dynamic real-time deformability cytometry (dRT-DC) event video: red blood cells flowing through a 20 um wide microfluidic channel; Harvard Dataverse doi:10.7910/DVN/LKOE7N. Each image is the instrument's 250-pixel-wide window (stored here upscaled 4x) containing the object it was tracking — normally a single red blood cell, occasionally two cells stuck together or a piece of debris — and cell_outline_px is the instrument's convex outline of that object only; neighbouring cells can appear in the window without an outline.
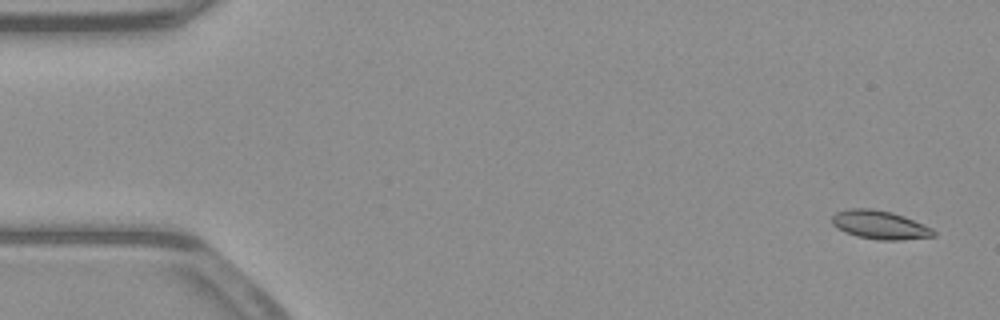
{"species": "common noctule bat (a hibernating species)", "species_latin": "Nyctalus noctula", "temperature_condition": "warm", "stored_images_in_passage": 53, "camera_frame_rate_fps": 3000, "um_per_image_px": 0.085, "animal": {"sex": "male", "body_mass_g": 23.1, "forearm_length_mm": 52.7}, "frame": {"image": 1, "passage_image": 2, "time_ms": 0.333, "image_size_px": [1000, 320], "cell_outline_px": [[936, 236], [900, 240], [880, 240], [856, 236], [844, 232], [836, 228], [832, 224], [832, 216], [836, 212], [848, 208], [872, 208], [892, 212], [904, 216], [924, 224], [932, 228], [936, 232]], "centroid_in_image_um": [74.78, 19.11], "position_along_channel_um": 10.2, "area_um2": 17.11}}
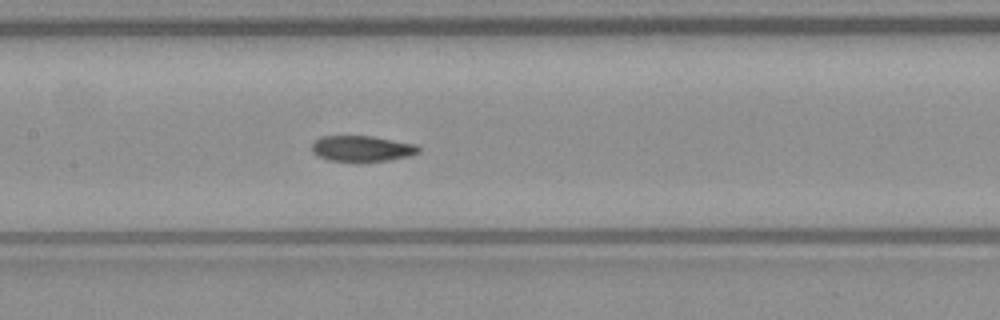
{"frame": {"image": 2, "passage_image": 25, "time_ms": 8.0, "image_size_px": [1000, 320], "cell_outline_px": [[420, 152], [408, 156], [388, 160], [356, 164], [328, 160], [312, 152], [312, 140], [320, 136], [372, 136], [416, 144], [420, 148]], "centroid_in_image_um": [30.73, 12.65], "position_along_channel_um": 176.7, "area_um2": 16.65}}
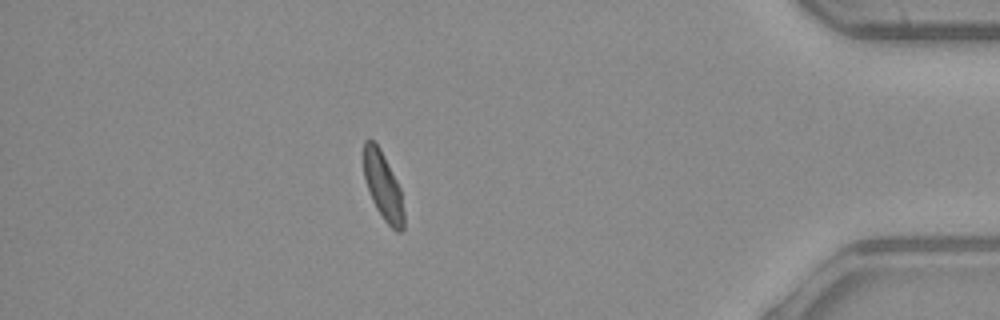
{"frame": {"image": 3, "passage_image": 46, "time_ms": 15.0, "image_size_px": [1000, 320], "cell_outline_px": [[404, 228], [400, 232], [396, 232], [384, 220], [376, 208], [372, 200], [364, 176], [364, 140], [372, 140], [380, 148], [400, 188], [404, 212]], "centroid_in_image_um": [32.57, 15.86], "position_along_channel_um": 402.6, "area_um2": 15.61}, "authors_computed_cell_mechanics": {"area_um2": 16.762, "velocity_mm_per_s": 3.9209, "shape_relaxation_time_tau1_ms": null, "shape_relaxation_time_tau2_ms": 3.7701, "deformation_change_tau1": null, "deformation_change_tau2": 0.0856}}